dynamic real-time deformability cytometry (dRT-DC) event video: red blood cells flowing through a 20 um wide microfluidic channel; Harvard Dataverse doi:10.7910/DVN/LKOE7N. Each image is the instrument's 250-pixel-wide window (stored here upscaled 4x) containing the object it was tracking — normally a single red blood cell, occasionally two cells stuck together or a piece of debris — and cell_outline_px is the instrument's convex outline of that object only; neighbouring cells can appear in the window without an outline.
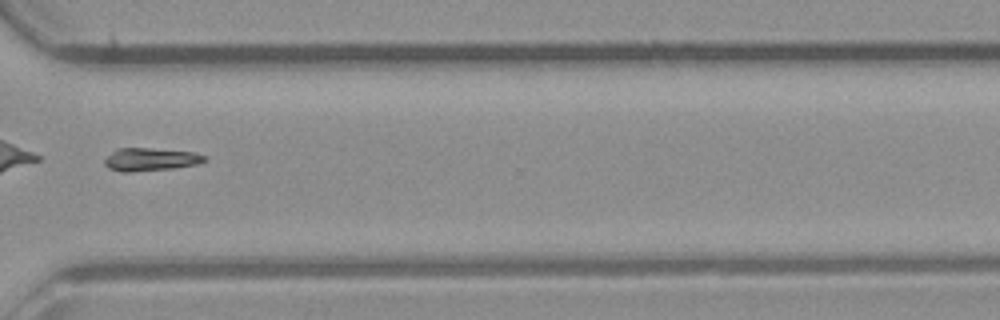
{"species": "common noctule bat (a hibernating species)", "species_latin": "Nyctalus noctula", "temperature_condition": "room temperature", "stored_images_in_passage": 32, "camera_frame_rate_fps": 3000, "um_per_image_px": 0.085, "animal": {"sex": "male", "body_mass_g": 23.1, "forearm_length_mm": 52.7}, "frame": {"image": 1, "passage_image": 23, "time_ms": 7.333, "image_size_px": [1000, 320], "cell_outline_px": [[208, 156], [204, 160], [196, 164], [172, 168], [128, 172], [124, 172], [108, 168], [104, 164], [104, 160], [116, 148], [152, 148], [192, 152]], "centroid_in_image_um": [12.76, 13.54], "position_along_channel_um": 357.8, "area_um2": 13.18}, "authors_computed_cell_mechanics": {"area_um2": 13.3229, "velocity_mm_per_s": 4.3467, "shape_relaxation_time_tau1_ms": 3.1887, "shape_relaxation_time_tau2_ms": 9.929, "deformation_change_tau1": 0.1477, "deformation_change_tau2": 0.164}}